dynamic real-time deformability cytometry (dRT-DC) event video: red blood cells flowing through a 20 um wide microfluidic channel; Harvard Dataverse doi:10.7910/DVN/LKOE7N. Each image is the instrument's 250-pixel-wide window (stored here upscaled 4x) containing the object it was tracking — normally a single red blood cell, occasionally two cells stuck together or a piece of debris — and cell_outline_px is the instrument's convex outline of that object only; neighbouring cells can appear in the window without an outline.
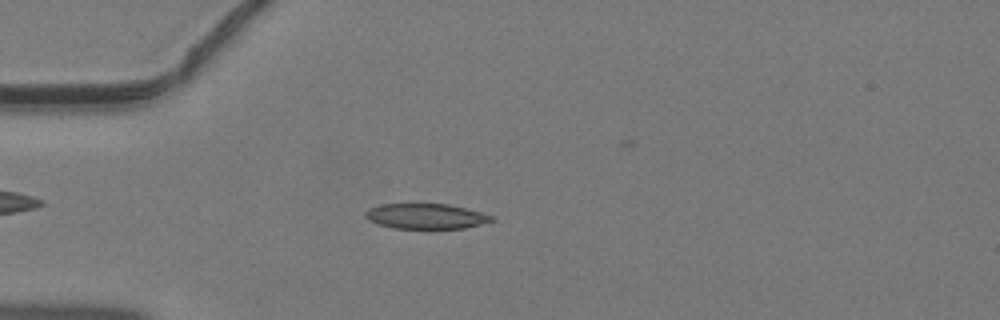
{"species": "common noctule bat (a hibernating species)", "species_latin": "Nyctalus noctula", "temperature_condition": "warm", "stored_images_in_passage": 43, "camera_frame_rate_fps": 3000, "um_per_image_px": 0.085, "animal": {"sex": "male", "body_mass_g": 19.2, "forearm_length_mm": 51.8}, "frame": {"image": 1, "passage_image": 10, "time_ms": 3.0, "image_size_px": [1000, 320], "cell_outline_px": [[496, 220], [464, 228], [392, 228], [368, 220], [364, 216], [364, 212], [368, 208], [380, 204], [448, 204], [480, 212], [492, 216]], "centroid_in_image_um": [36.16, 18.37], "position_along_channel_um": 48.8, "area_um2": 18.44}}
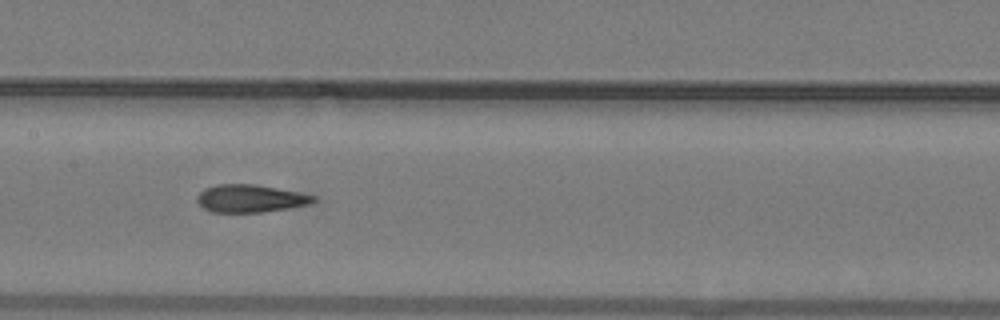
{"frame": {"image": 2, "passage_image": 20, "time_ms": 6.333, "image_size_px": [1000, 320], "cell_outline_px": [[316, 200], [308, 204], [288, 208], [264, 212], [212, 212], [204, 208], [196, 200], [196, 196], [204, 188], [216, 184], [256, 184], [316, 196]], "centroid_in_image_um": [21.23, 16.87], "position_along_channel_um": 186.2, "area_um2": 18.67}}
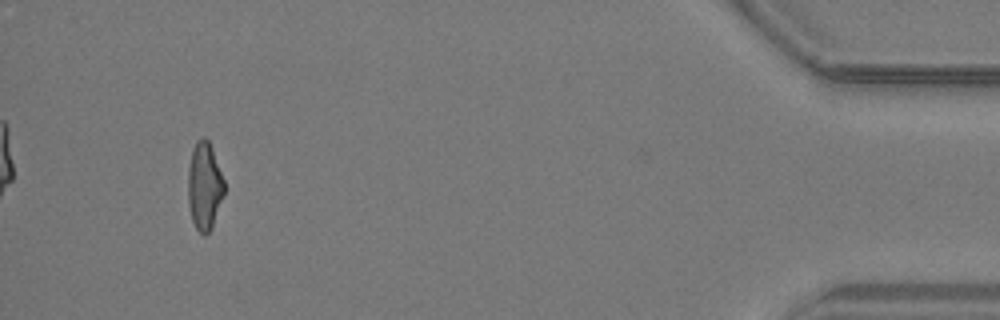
{"frame": {"image": 3, "passage_image": 40, "time_ms": 13.0, "image_size_px": [1000, 320], "cell_outline_px": [[224, 196], [212, 228], [204, 236], [196, 228], [192, 220], [188, 204], [188, 168], [192, 148], [196, 140], [200, 136], [204, 136], [208, 140], [212, 148], [224, 180]], "centroid_in_image_um": [17.37, 15.79], "position_along_channel_um": 417.8, "area_um2": 18.79}}